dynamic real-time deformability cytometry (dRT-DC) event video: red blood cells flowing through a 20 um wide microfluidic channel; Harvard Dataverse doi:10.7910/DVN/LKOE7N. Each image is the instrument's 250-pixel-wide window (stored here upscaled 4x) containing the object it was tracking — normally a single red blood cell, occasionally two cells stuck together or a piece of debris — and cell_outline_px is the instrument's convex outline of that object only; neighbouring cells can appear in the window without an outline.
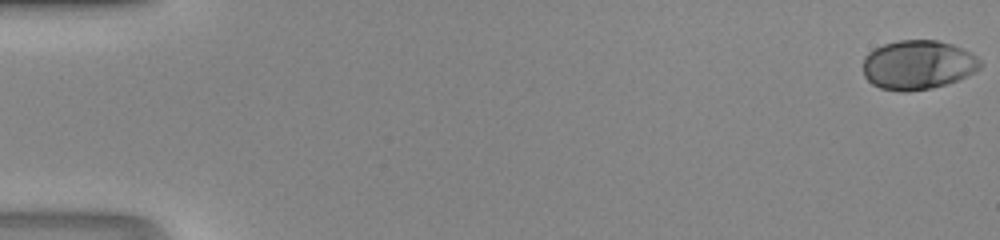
{"species": "human", "species_latin": "Homo sapiens", "temperature_condition": "room temperature", "stored_images_in_passage": 48, "camera_frame_rate_fps": 3000, "um_per_image_px": 0.085, "donor": {"sex": "male"}, "frame": {"image": 1, "passage_image": 1, "time_ms": 0.0, "image_size_px": [1000, 240], "cell_outline_px": [[984, 64], [976, 72], [956, 80], [932, 88], [908, 92], [900, 92], [880, 88], [872, 84], [864, 76], [864, 56], [868, 52], [884, 44], [900, 40], [936, 40], [952, 44], [976, 56]], "centroid_in_image_um": [78.02, 5.52], "position_along_channel_um": 7.0, "area_um2": 33.64}}
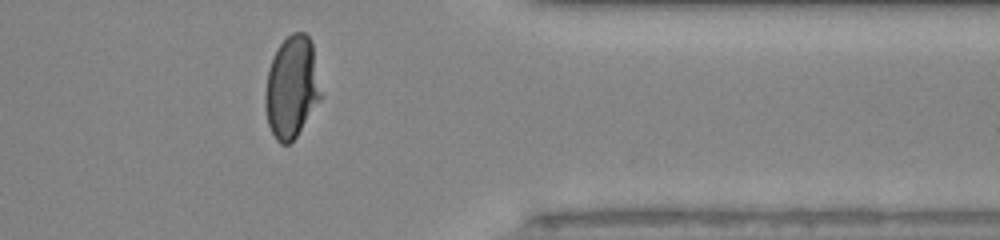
{"frame": {"image": 2, "passage_image": 40, "time_ms": 13.0, "image_size_px": [1000, 240], "cell_outline_px": [[320, 100], [296, 136], [288, 144], [280, 144], [276, 140], [268, 124], [264, 104], [264, 92], [268, 68], [280, 44], [292, 32], [304, 32], [312, 40], [320, 96]], "centroid_in_image_um": [24.76, 7.41], "position_along_channel_um": 386.6, "area_um2": 32.66}}
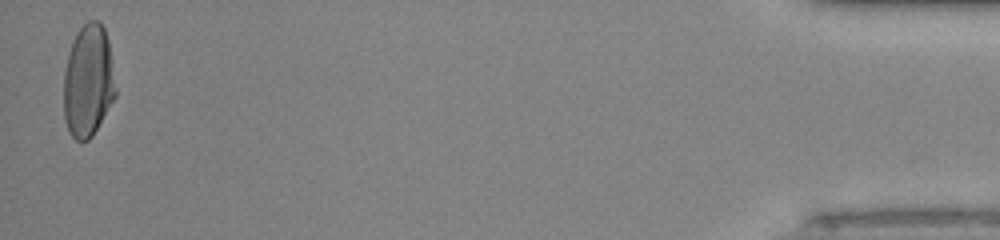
{"frame": {"image": 3, "passage_image": 48, "time_ms": 15.667, "image_size_px": [1000, 240], "cell_outline_px": [[116, 96], [92, 136], [88, 140], [76, 140], [68, 132], [64, 120], [64, 72], [68, 52], [72, 40], [76, 32], [88, 20], [100, 20], [104, 28], [108, 40], [116, 88]], "centroid_in_image_um": [7.48, 6.87], "position_along_channel_um": 427.7, "area_um2": 34.22}}